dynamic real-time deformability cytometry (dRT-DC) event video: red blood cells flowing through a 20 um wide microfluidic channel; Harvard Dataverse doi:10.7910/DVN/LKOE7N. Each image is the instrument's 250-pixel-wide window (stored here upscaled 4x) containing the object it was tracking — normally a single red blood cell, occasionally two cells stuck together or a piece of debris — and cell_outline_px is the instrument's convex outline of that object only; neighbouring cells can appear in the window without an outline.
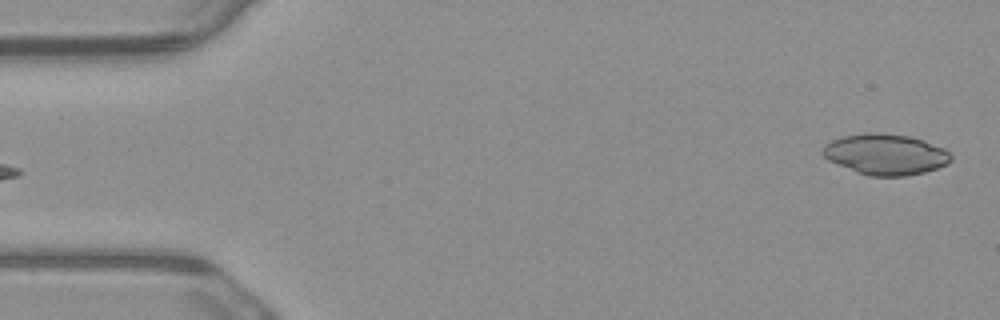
{"species": "common noctule bat (a hibernating species)", "species_latin": "Nyctalus noctula", "temperature_condition": "warm", "stored_images_in_passage": 6, "camera_frame_rate_fps": 3000, "um_per_image_px": 0.085, "animal": {"sex": "male", "body_mass_g": 23.1, "forearm_length_mm": 52.7}, "frame": {"image": 1, "passage_image": 6, "time_ms": 1.667, "image_size_px": [1000, 320], "cell_outline_px": [[952, 160], [948, 164], [924, 172], [904, 176], [868, 176], [856, 172], [828, 160], [820, 152], [824, 144], [832, 140], [844, 136], [868, 132], [872, 132], [908, 136], [924, 140], [944, 148], [952, 156]], "centroid_in_image_um": [75.26, 13.12], "position_along_channel_um": 9.7, "area_um2": 30.52}}